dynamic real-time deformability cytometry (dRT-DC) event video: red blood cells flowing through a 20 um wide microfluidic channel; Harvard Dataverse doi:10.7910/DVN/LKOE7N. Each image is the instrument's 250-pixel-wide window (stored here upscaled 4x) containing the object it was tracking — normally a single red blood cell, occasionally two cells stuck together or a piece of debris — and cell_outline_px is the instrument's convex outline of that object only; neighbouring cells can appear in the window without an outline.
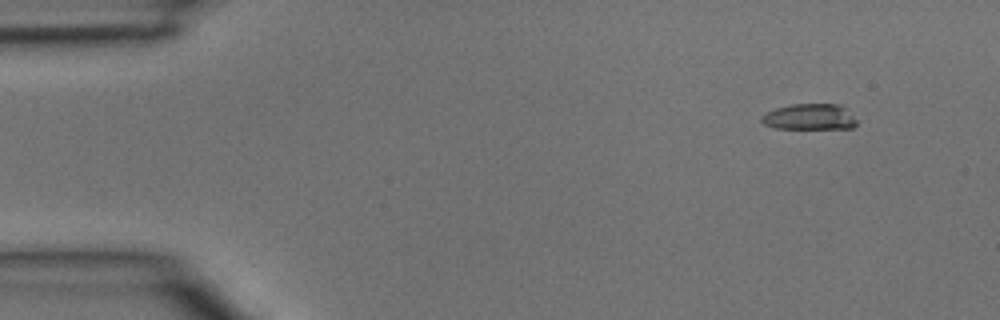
{"species": "common noctule bat (a hibernating species)", "species_latin": "Nyctalus noctula", "temperature_condition": "room temperature", "stored_images_in_passage": 3, "camera_frame_rate_fps": 3000, "um_per_image_px": 0.085, "animal": {"sex": "male", "body_mass_g": 15.6}, "frame": {"image": 1, "passage_image": 1, "time_ms": 0.0, "image_size_px": [1000, 320], "cell_outline_px": [[856, 124], [852, 128], [776, 128], [764, 124], [760, 120], [760, 116], [776, 108], [792, 104], [840, 104], [856, 120]], "centroid_in_image_um": [68.78, 9.93], "position_along_channel_um": 16.2, "area_um2": 14.16}}
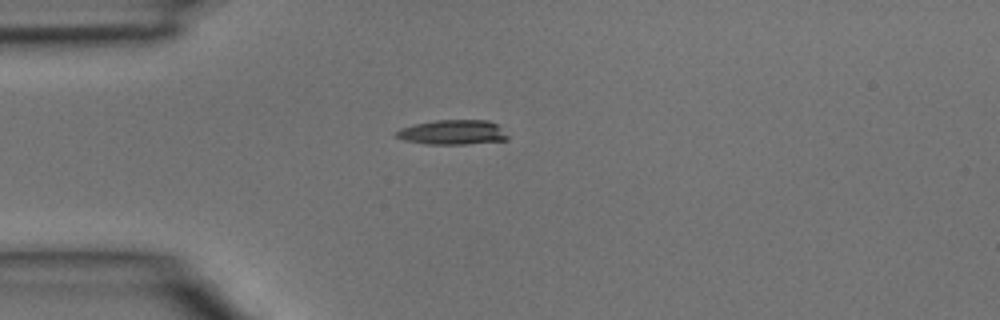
{"frame": {"image": 2, "passage_image": 3, "time_ms": 0.667, "image_size_px": [1000, 320], "cell_outline_px": [[508, 140], [464, 144], [428, 144], [404, 140], [396, 136], [396, 132], [400, 128], [416, 124], [436, 120], [488, 120], [496, 124], [508, 136]], "centroid_in_image_um": [38.48, 11.24], "position_along_channel_um": 46.5, "area_um2": 15.84}}